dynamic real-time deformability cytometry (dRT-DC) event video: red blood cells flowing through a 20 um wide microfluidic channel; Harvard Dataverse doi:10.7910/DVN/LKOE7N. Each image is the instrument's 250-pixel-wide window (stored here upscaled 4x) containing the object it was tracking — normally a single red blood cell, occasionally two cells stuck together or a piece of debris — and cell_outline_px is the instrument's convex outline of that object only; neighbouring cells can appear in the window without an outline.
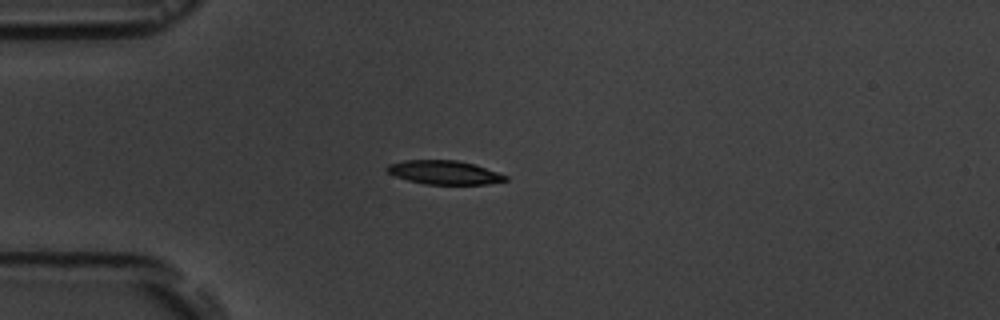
{"species": "common noctule bat (a hibernating species)", "species_latin": "Nyctalus noctula", "temperature_condition": "room temperature", "stored_images_in_passage": 16, "camera_frame_rate_fps": 3000, "um_per_image_px": 0.085, "animal": {"sex": "male", "body_mass_g": 19.5, "forearm_length_mm": 54.6}, "frame": {"image": 1, "passage_image": 4, "time_ms": 3.667, "image_size_px": [1000, 320], "cell_outline_px": [[508, 180], [488, 184], [424, 184], [408, 180], [396, 176], [388, 172], [384, 168], [388, 164], [404, 160], [456, 160], [472, 164], [508, 176]], "centroid_in_image_um": [37.72, 14.66], "position_along_channel_um": 47.3, "area_um2": 16.24}}
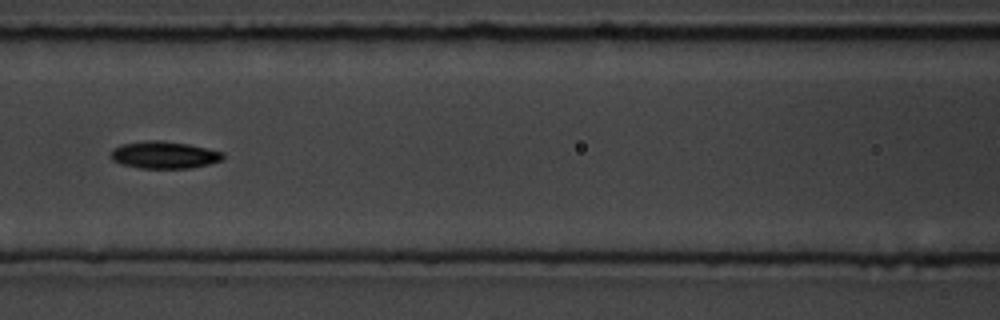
{"frame": {"image": 2, "passage_image": 7, "time_ms": 7.0, "image_size_px": [1000, 320], "cell_outline_px": [[224, 160], [192, 168], [140, 168], [120, 164], [112, 160], [112, 148], [124, 144], [148, 140], [160, 140], [188, 144], [224, 152]], "centroid_in_image_um": [13.98, 13.17], "position_along_channel_um": 152.6, "area_um2": 17.74}}
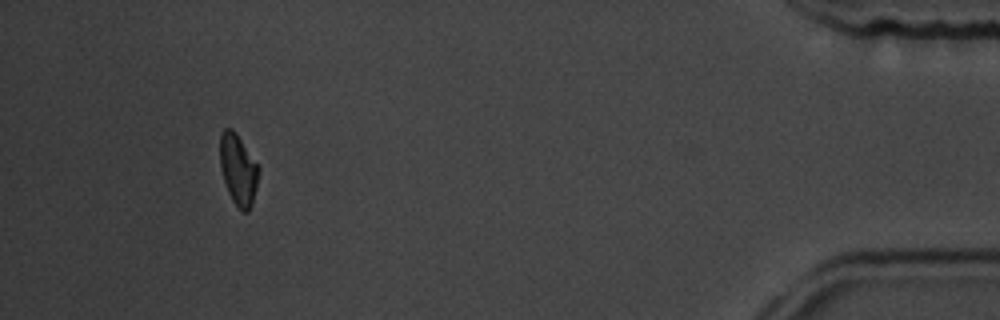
{"frame": {"image": 3, "passage_image": 15, "time_ms": 16.0, "image_size_px": [1000, 320], "cell_outline_px": [[260, 168], [256, 188], [252, 204], [248, 212], [240, 212], [232, 200], [228, 192], [224, 180], [220, 164], [220, 132], [224, 128], [232, 128], [236, 132]], "centroid_in_image_um": [20.25, 14.42], "position_along_channel_um": 415.0, "area_um2": 16.07}, "authors_computed_cell_mechanics": {"area_um2": 16.4441, "velocity_mm_per_s": 3.6562, "shape_relaxation_time_tau1_ms": 3.338, "shape_relaxation_time_tau2_ms": null, "deformation_change_tau1": 0.1044, "deformation_change_tau2": null}}